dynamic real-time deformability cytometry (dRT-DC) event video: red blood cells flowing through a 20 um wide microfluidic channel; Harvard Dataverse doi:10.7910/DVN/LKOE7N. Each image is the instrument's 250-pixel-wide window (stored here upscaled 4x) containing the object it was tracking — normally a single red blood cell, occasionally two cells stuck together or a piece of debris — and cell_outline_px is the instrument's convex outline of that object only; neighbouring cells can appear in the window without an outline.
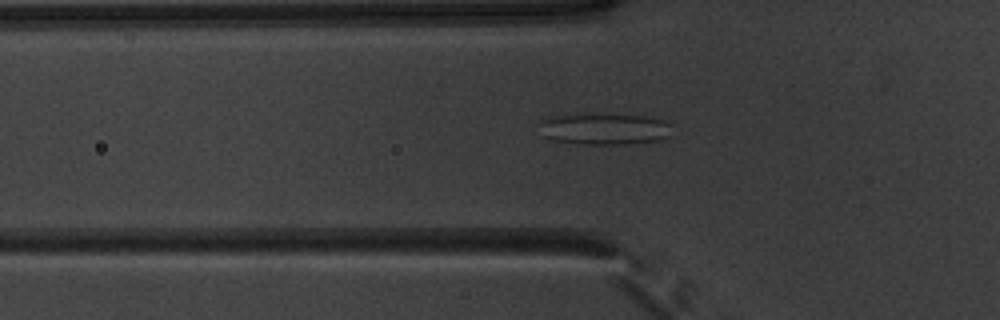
{"species": "common noctule bat (a hibernating species)", "species_latin": "Nyctalus noctula", "temperature_condition": "warm", "stored_images_in_passage": 40, "camera_frame_rate_fps": 3000, "um_per_image_px": 0.085, "animal": {"sex": "male", "body_mass_g": 20.1, "forearm_length_mm": 53.5}, "frame": {"image": 1, "passage_image": 6, "time_ms": 1.667, "image_size_px": [1000, 320], "cell_outline_px": [[672, 136], [660, 140], [624, 144], [580, 144], [556, 140], [544, 136], [540, 124], [548, 116], [592, 112], [644, 116], [664, 120], [672, 124]], "centroid_in_image_um": [51.44, 10.93], "position_along_channel_um": 74.4, "area_um2": 24.91}}
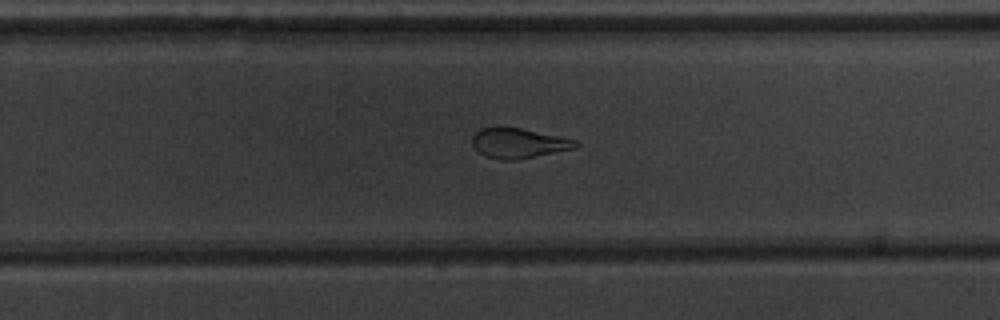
{"frame": {"image": 2, "passage_image": 22, "time_ms": 7.0, "image_size_px": [1000, 320], "cell_outline_px": [[580, 144], [576, 148], [516, 160], [500, 160], [484, 156], [472, 144], [472, 136], [480, 128], [520, 128], [560, 136], [576, 140]], "centroid_in_image_um": [44.09, 12.18], "position_along_channel_um": 285.7, "area_um2": 17.92}}
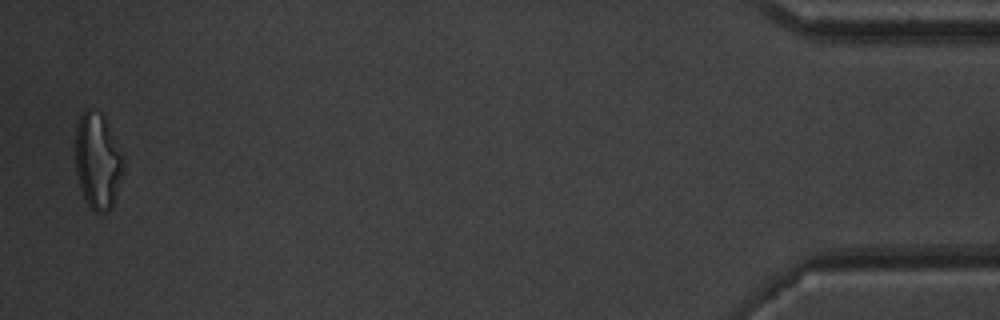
{"frame": {"image": 3, "passage_image": 39, "time_ms": 12.667, "image_size_px": [1000, 320], "cell_outline_px": [[120, 176], [112, 208], [108, 212], [96, 212], [88, 204], [84, 196], [76, 172], [76, 128], [80, 116], [88, 108], [100, 112], [104, 116], [120, 156]], "centroid_in_image_um": [8.24, 13.69], "position_along_channel_um": 427.0, "area_um2": 25.43}, "authors_computed_cell_mechanics": {"area_um2": 20.808, "velocity_mm_per_s": 3.9465, "shape_relaxation_time_tau1_ms": null, "shape_relaxation_time_tau2_ms": 1.6743, "deformation_change_tau1": null, "deformation_change_tau2": 0.0949}}